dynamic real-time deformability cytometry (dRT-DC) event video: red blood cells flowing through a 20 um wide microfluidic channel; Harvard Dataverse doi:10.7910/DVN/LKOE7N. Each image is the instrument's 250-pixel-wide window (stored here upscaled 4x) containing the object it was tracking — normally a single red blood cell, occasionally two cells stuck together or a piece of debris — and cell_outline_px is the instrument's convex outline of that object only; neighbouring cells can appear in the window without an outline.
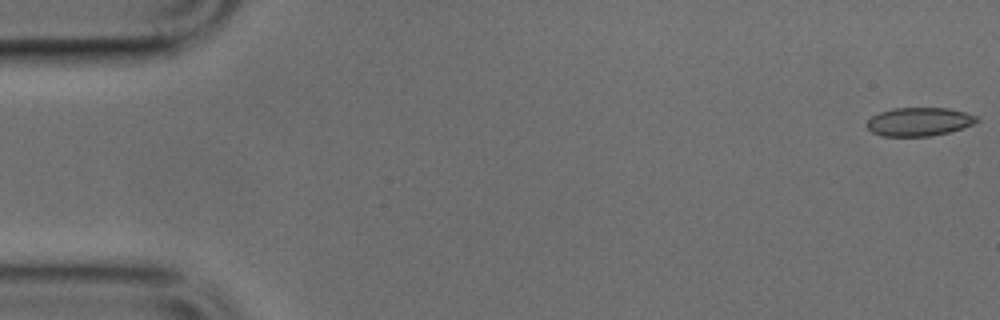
{"species": "common noctule bat (a hibernating species)", "species_latin": "Nyctalus noctula", "temperature_condition": "cold", "stored_images_in_passage": 49, "camera_frame_rate_fps": 3000, "um_per_image_px": 0.085, "animal": {"sex": "male", "body_mass_g": 17.9, "forearm_length_mm": 54.2}, "frame": {"image": 1, "passage_image": 1, "time_ms": 0.0, "image_size_px": [1000, 320], "cell_outline_px": [[980, 120], [972, 124], [948, 132], [932, 136], [884, 136], [872, 132], [868, 128], [868, 120], [872, 116], [880, 112], [892, 108], [948, 108], [980, 116]], "centroid_in_image_um": [78.15, 10.34], "position_along_channel_um": 6.9, "area_um2": 18.15}}
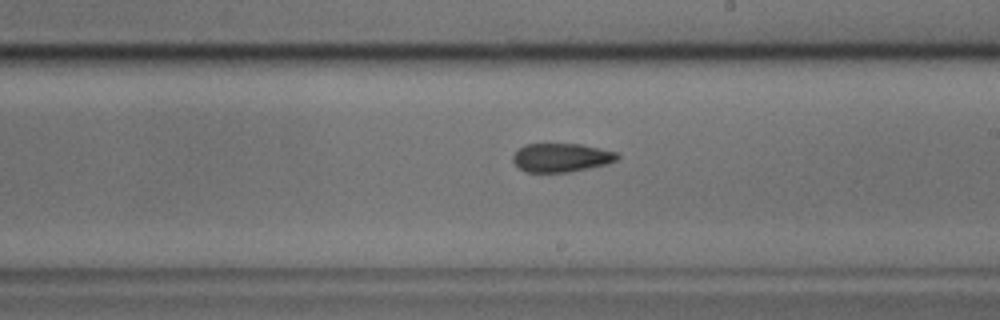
{"frame": {"image": 2, "passage_image": 28, "time_ms": 9.0, "image_size_px": [1000, 320], "cell_outline_px": [[620, 160], [608, 164], [568, 172], [524, 172], [512, 160], [512, 156], [524, 144], [580, 144], [600, 148], [616, 152], [620, 156]], "centroid_in_image_um": [47.74, 13.4], "position_along_channel_um": 241.3, "area_um2": 17.51}}
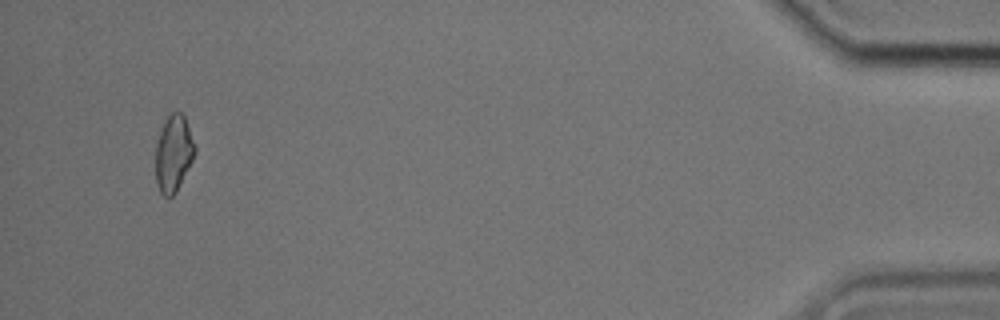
{"frame": {"image": 3, "passage_image": 47, "time_ms": 15.333, "image_size_px": [1000, 320], "cell_outline_px": [[196, 152], [176, 192], [172, 196], [164, 196], [160, 192], [156, 184], [156, 144], [160, 132], [168, 116], [172, 112], [180, 112], [184, 116], [196, 148]], "centroid_in_image_um": [14.74, 13.06], "position_along_channel_um": 420.5, "area_um2": 17.17}}